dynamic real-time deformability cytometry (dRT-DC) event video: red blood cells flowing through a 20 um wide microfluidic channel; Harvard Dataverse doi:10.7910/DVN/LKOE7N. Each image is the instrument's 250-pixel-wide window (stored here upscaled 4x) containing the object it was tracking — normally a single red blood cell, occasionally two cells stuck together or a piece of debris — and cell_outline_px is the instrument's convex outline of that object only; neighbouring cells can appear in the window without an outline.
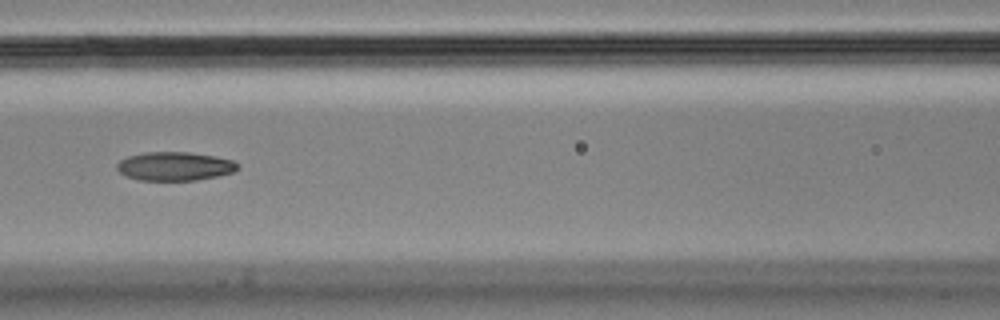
{"species": "Egyptian fruit bat (a non-hibernating species)", "species_latin": "Rousettus aegyptiacus", "temperature_condition": "cold", "stored_images_in_passage": 5, "camera_frame_rate_fps": 3000, "um_per_image_px": 0.085, "animal": {"sex": "male"}, "frame": {"image": 1, "passage_image": 5, "time_ms": 1.333, "image_size_px": [1000, 320], "cell_outline_px": [[240, 168], [232, 172], [216, 176], [196, 180], [140, 180], [128, 176], [120, 172], [116, 168], [116, 164], [120, 160], [128, 156], [144, 152], [188, 152], [212, 156], [232, 160], [240, 164]], "centroid_in_image_um": [14.85, 14.12], "position_along_channel_um": 151.8, "area_um2": 20.06}}